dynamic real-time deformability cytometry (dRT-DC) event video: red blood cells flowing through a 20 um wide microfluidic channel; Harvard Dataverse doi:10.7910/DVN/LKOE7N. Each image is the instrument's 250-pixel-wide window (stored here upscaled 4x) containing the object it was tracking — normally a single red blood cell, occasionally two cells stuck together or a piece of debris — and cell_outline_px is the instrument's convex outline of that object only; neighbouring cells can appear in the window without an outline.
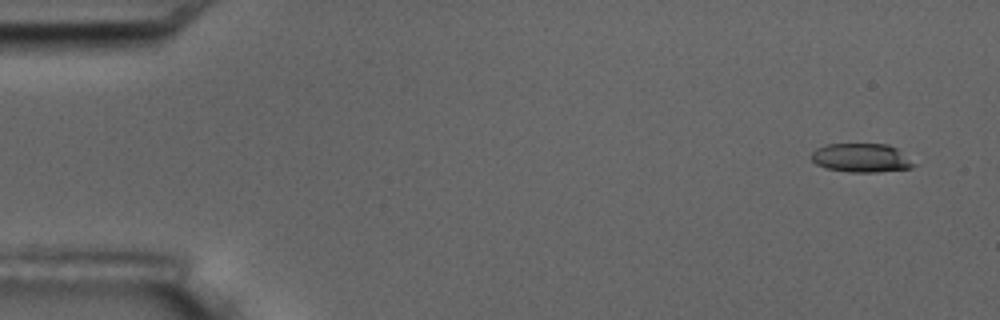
{"species": "common noctule bat (a hibernating species)", "species_latin": "Nyctalus noctula", "temperature_condition": "room temperature", "stored_images_in_passage": 5, "camera_frame_rate_fps": 3000, "um_per_image_px": 0.085, "animal": {"sex": "male", "body_mass_g": 17.5, "forearm_length_mm": 52.3}, "frame": {"image": 1, "passage_image": 1, "time_ms": 0.0, "image_size_px": [1000, 320], "cell_outline_px": [[920, 164], [912, 168], [876, 172], [848, 172], [824, 168], [816, 164], [812, 160], [812, 152], [816, 148], [828, 144], [888, 144], [896, 148]], "centroid_in_image_um": [73.26, 13.43], "position_along_channel_um": 11.7, "area_um2": 17.46}}
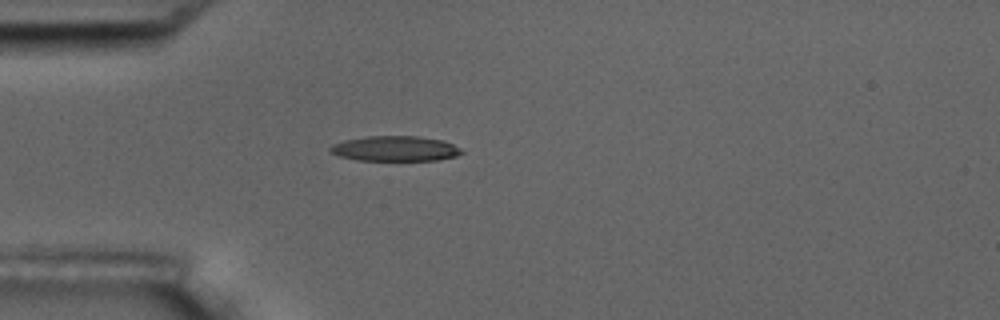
{"frame": {"image": 2, "passage_image": 4, "time_ms": 4.333, "image_size_px": [1000, 320], "cell_outline_px": [[464, 152], [456, 156], [436, 160], [356, 160], [340, 156], [328, 152], [328, 148], [332, 144], [344, 140], [368, 136], [416, 136], [444, 140], [460, 148]], "centroid_in_image_um": [33.55, 12.63], "position_along_channel_um": 51.4, "area_um2": 19.31}}